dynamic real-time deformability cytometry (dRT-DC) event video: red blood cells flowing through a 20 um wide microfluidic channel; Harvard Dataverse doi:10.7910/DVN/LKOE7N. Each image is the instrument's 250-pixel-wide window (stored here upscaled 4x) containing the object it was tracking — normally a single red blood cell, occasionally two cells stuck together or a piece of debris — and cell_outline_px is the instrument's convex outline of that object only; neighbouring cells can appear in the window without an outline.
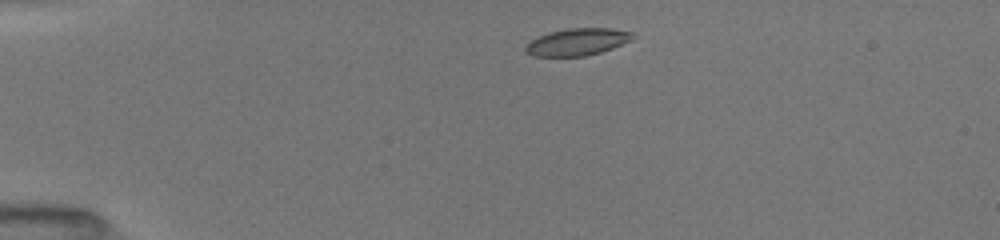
{"species": "common noctule bat (a hibernating species)", "species_latin": "Nyctalus noctula", "temperature_condition": "room temperature", "stored_images_in_passage": 2, "camera_frame_rate_fps": 3000, "um_per_image_px": 0.085, "animal": {"sex": "female", "body_mass_g": 19.5, "forearm_length_mm": 54.1}, "frame": {"image": 1, "passage_image": 1, "time_ms": 0.0, "image_size_px": [1000, 240], "cell_outline_px": [[636, 36], [632, 40], [612, 48], [600, 52], [584, 56], [532, 56], [524, 52], [524, 48], [532, 40], [548, 32], [568, 28], [612, 28], [632, 32]], "centroid_in_image_um": [49.09, 3.56], "position_along_channel_um": 35.9, "area_um2": 16.94}}